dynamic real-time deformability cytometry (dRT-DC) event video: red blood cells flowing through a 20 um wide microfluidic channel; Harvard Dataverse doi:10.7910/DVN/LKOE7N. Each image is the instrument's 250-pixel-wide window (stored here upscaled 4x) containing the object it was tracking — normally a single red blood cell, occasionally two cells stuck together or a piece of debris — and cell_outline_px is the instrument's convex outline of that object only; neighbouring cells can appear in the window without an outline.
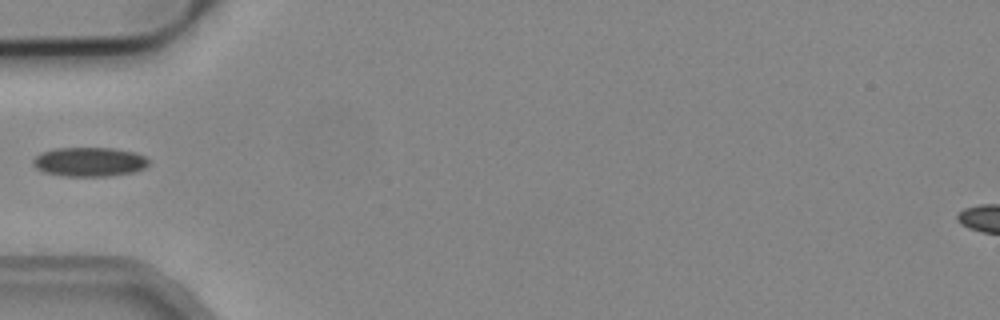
{"species": "common noctule bat (a hibernating species)", "species_latin": "Nyctalus noctula", "temperature_condition": "cold", "stored_images_in_passage": 1, "camera_frame_rate_fps": 3000, "um_per_image_px": 0.085, "animal": {"sex": "male", "body_mass_g": 19.2, "forearm_length_mm": 51.8}, "frame": {"image": 1, "passage_image": 1, "time_ms": 0.0, "image_size_px": [1000, 320], "cell_outline_px": [[148, 164], [144, 168], [132, 172], [108, 176], [64, 176], [44, 172], [36, 168], [32, 164], [32, 160], [40, 152], [56, 148], [112, 148], [136, 152], [144, 156], [148, 160]], "centroid_in_image_um": [7.57, 13.75], "position_along_channel_um": 77.4, "area_um2": 19.71}}